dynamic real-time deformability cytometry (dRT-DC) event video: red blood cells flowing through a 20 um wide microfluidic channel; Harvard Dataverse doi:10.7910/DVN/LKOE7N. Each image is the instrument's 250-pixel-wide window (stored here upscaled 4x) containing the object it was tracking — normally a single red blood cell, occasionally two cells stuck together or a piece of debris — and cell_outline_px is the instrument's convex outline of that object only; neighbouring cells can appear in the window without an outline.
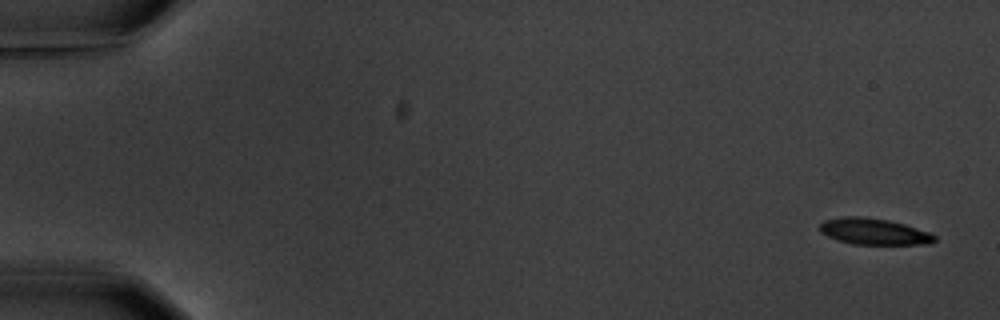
{"species": "common noctule bat (a hibernating species)", "species_latin": "Nyctalus noctula", "temperature_condition": "warm", "stored_images_in_passage": 4, "camera_frame_rate_fps": 3000, "um_per_image_px": 0.085, "animal": {"sex": "male", "body_mass_g": 20.1, "forearm_length_mm": 53.5}, "frame": {"image": 1, "passage_image": 1, "time_ms": 0.0, "image_size_px": [1000, 320], "cell_outline_px": [[936, 240], [924, 244], [852, 244], [836, 240], [820, 232], [820, 224], [824, 220], [844, 216], [864, 216], [888, 220], [904, 224], [928, 232], [936, 236]], "centroid_in_image_um": [74.23, 19.67], "position_along_channel_um": 10.8, "area_um2": 17.51}}